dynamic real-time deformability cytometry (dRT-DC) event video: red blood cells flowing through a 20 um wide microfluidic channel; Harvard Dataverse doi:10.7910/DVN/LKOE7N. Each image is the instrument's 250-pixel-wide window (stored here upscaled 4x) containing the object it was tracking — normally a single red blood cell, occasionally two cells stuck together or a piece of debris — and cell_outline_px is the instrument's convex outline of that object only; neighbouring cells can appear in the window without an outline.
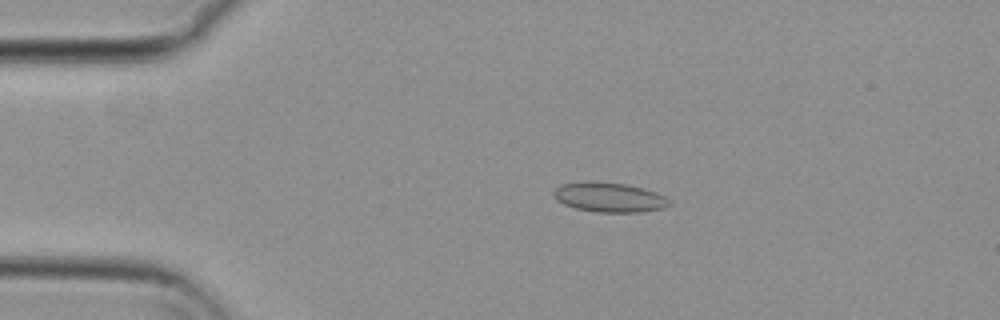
{"species": "common noctule bat (a hibernating species)", "species_latin": "Nyctalus noctula", "temperature_condition": "cold", "stored_images_in_passage": 45, "camera_frame_rate_fps": 3000, "um_per_image_px": 0.085, "animal": {"sex": "female", "body_mass_g": 29.2, "forearm_length_mm": 56.3}, "frame": {"image": 1, "passage_image": 1, "time_ms": 0.0, "image_size_px": [1000, 320], "cell_outline_px": [[672, 204], [664, 208], [640, 212], [596, 212], [576, 208], [564, 204], [556, 200], [552, 192], [556, 188], [564, 184], [584, 180], [588, 180], [624, 184], [644, 188], [656, 192], [664, 196]], "centroid_in_image_um": [51.78, 16.76], "position_along_channel_um": 33.2, "area_um2": 20.06}}
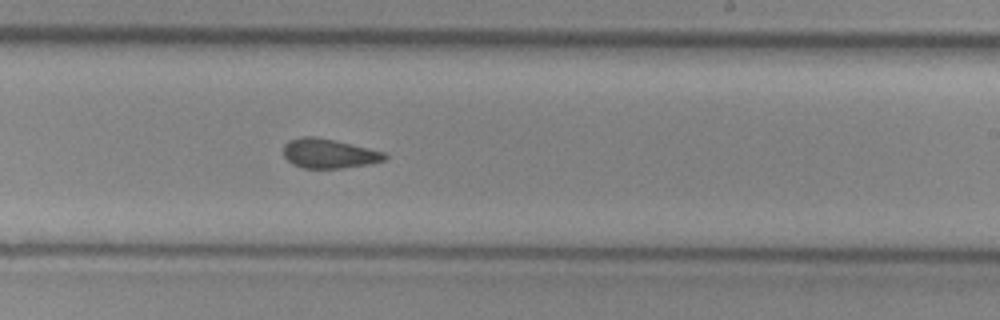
{"frame": {"image": 2, "passage_image": 23, "time_ms": 7.333, "image_size_px": [1000, 320], "cell_outline_px": [[388, 156], [384, 160], [368, 164], [340, 168], [304, 168], [292, 164], [284, 156], [284, 144], [288, 140], [300, 136], [316, 136], [368, 148], [384, 152]], "centroid_in_image_um": [27.92, 13.04], "position_along_channel_um": 261.1, "area_um2": 17.28}}
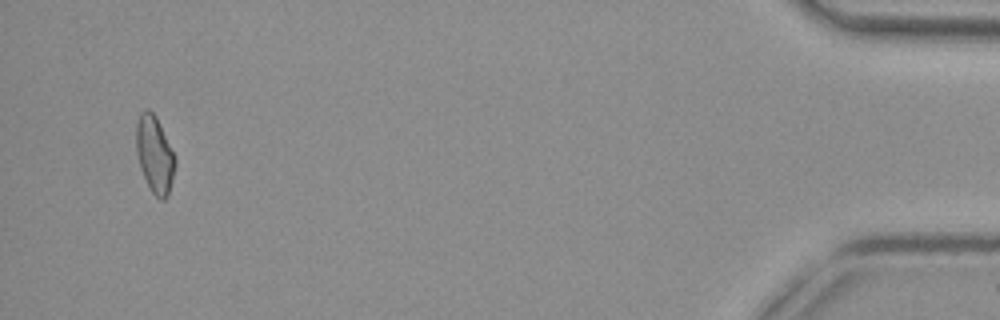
{"frame": {"image": 3, "passage_image": 43, "time_ms": 14.0, "image_size_px": [1000, 320], "cell_outline_px": [[176, 164], [168, 196], [164, 200], [160, 200], [152, 192], [140, 168], [136, 152], [136, 124], [140, 112], [144, 108], [148, 108], [156, 116], [176, 156]], "centroid_in_image_um": [13.15, 13.1], "position_along_channel_um": 422.1, "area_um2": 17.63}, "authors_computed_cell_mechanics": {"area_um2": 17.7446, "velocity_mm_per_s": 3.7027, "shape_relaxation_time_tau1_ms": null, "shape_relaxation_time_tau2_ms": 2.4352, "deformation_change_tau1": null, "deformation_change_tau2": 0.0727}}